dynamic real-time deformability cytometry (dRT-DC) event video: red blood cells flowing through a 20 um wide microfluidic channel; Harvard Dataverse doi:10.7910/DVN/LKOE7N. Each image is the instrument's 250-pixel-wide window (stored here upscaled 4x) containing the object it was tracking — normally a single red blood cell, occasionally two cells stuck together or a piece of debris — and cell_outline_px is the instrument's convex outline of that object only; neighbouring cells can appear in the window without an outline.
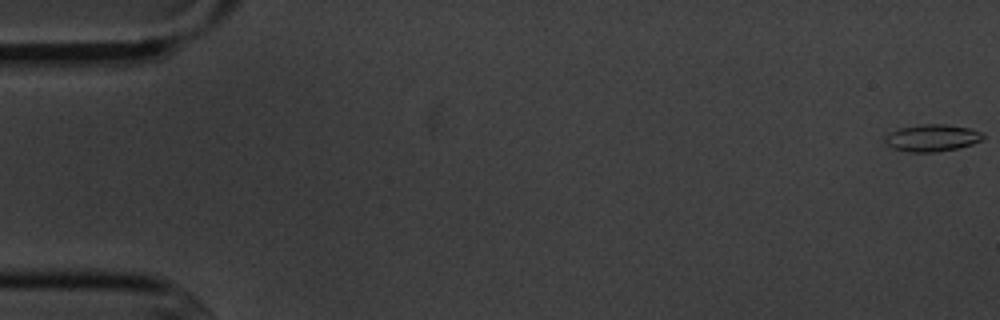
{"species": "common noctule bat (a hibernating species)", "species_latin": "Nyctalus noctula", "temperature_condition": "cold", "stored_images_in_passage": 7, "camera_frame_rate_fps": 3000, "um_per_image_px": 0.085, "animal": {"sex": "male", "body_mass_g": 20.1, "forearm_length_mm": 53.5}, "frame": {"image": 1, "passage_image": 1, "time_ms": 0.0, "image_size_px": [1000, 320], "cell_outline_px": [[984, 136], [980, 140], [972, 144], [956, 148], [936, 152], [908, 152], [892, 148], [884, 144], [884, 140], [888, 132], [900, 128], [920, 124], [944, 124], [968, 128], [980, 132]], "centroid_in_image_um": [79.15, 11.72], "position_along_channel_um": 5.9, "area_um2": 15.37}}
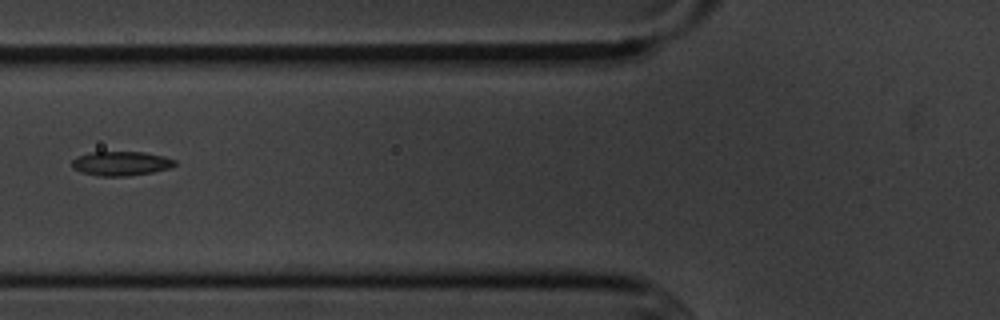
{"frame": {"image": 2, "passage_image": 7, "time_ms": 7.0, "image_size_px": [1000, 320], "cell_outline_px": [[176, 164], [168, 168], [152, 172], [128, 176], [96, 176], [80, 172], [72, 168], [72, 160], [76, 156], [92, 152], [144, 152], [164, 156], [176, 160]], "centroid_in_image_um": [10.25, 13.9], "position_along_channel_um": 115.6, "area_um2": 14.62}}